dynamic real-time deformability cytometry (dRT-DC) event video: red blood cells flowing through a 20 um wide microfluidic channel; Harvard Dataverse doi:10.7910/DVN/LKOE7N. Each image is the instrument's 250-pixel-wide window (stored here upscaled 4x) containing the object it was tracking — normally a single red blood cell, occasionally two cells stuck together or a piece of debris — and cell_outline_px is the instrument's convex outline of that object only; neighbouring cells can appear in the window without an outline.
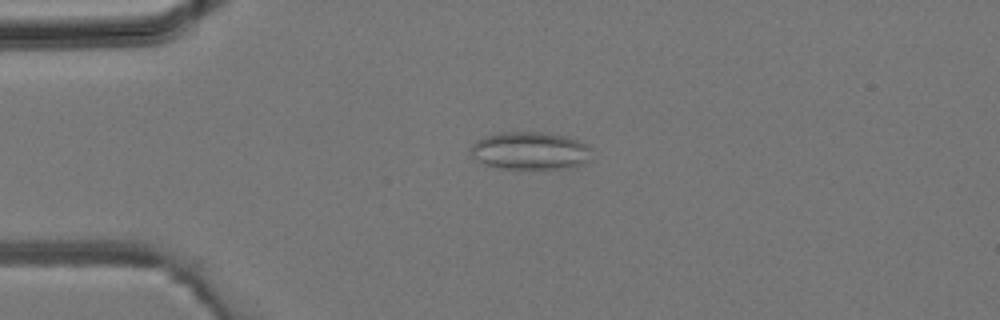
{"species": "common noctule bat (a hibernating species)", "species_latin": "Nyctalus noctula", "temperature_condition": "room temperature", "stored_images_in_passage": 35, "camera_frame_rate_fps": 3000, "um_per_image_px": 0.085, "animal": {"sex": "male", "body_mass_g": 19.2, "forearm_length_mm": 51.8}, "frame": {"image": 1, "passage_image": 3, "time_ms": 0.667, "image_size_px": [1000, 320], "cell_outline_px": [[592, 148], [588, 160], [580, 164], [564, 168], [500, 168], [484, 164], [472, 156], [468, 148], [476, 140], [484, 136], [504, 132], [540, 132], [568, 136]], "centroid_in_image_um": [45.01, 12.8], "position_along_channel_um": 40.0, "area_um2": 26.41}}
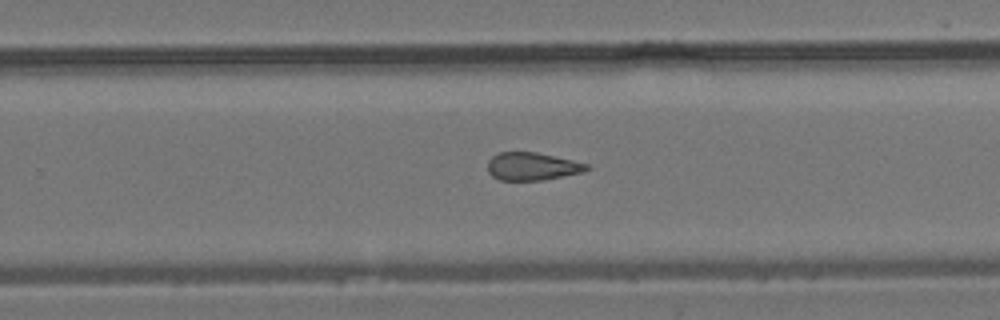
{"frame": {"image": 2, "passage_image": 20, "time_ms": 6.333, "image_size_px": [1000, 320], "cell_outline_px": [[592, 168], [584, 172], [544, 180], [500, 180], [492, 176], [488, 172], [488, 160], [492, 156], [500, 152], [536, 152], [572, 160], [588, 164]], "centroid_in_image_um": [45.25, 14.15], "position_along_channel_um": 284.6, "area_um2": 16.13}}
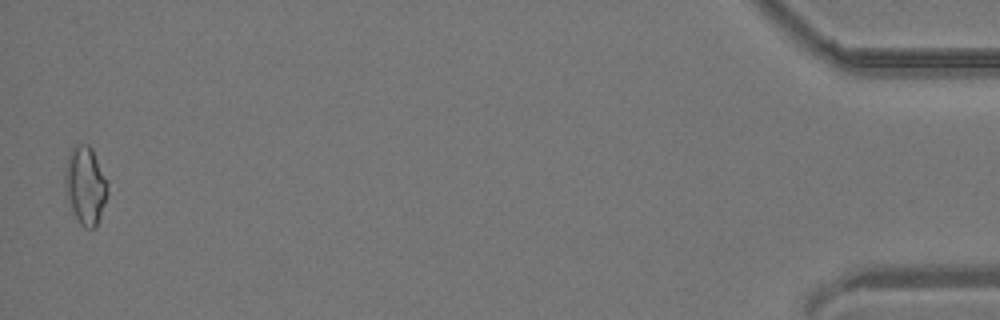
{"frame": {"image": 3, "passage_image": 35, "time_ms": 11.333, "image_size_px": [1000, 320], "cell_outline_px": [[108, 196], [96, 228], [84, 228], [80, 224], [72, 208], [64, 188], [64, 164], [68, 152], [72, 144], [88, 144], [92, 148], [108, 180]], "centroid_in_image_um": [7.26, 15.7], "position_along_channel_um": 427.9, "area_um2": 19.94}}